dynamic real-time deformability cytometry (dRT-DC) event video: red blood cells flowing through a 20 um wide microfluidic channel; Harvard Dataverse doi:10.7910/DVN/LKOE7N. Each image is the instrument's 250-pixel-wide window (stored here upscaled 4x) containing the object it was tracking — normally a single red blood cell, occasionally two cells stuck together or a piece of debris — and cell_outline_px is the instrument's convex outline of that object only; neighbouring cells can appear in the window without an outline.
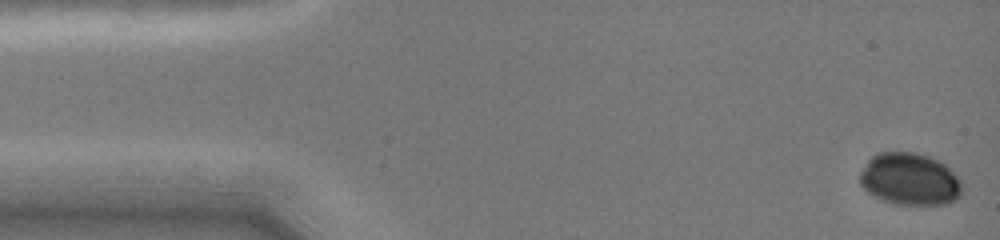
{"species": "common noctule bat (a hibernating species)", "species_latin": "Nyctalus noctula", "temperature_condition": "cold", "stored_images_in_passage": 22, "camera_frame_rate_fps": 3000, "um_per_image_px": 0.085, "animal": {"sex": "female", "body_mass_g": 19.0, "forearm_length_mm": 51.5}, "frame": {"image": 1, "passage_image": 1, "time_ms": 0.0, "image_size_px": [1000, 240], "cell_outline_px": [[960, 196], [956, 200], [948, 204], [896, 204], [884, 200], [868, 192], [860, 184], [860, 172], [868, 160], [876, 152], [916, 152], [940, 160], [960, 180]], "centroid_in_image_um": [77.32, 15.21], "position_along_channel_um": 7.7, "area_um2": 30.92}}
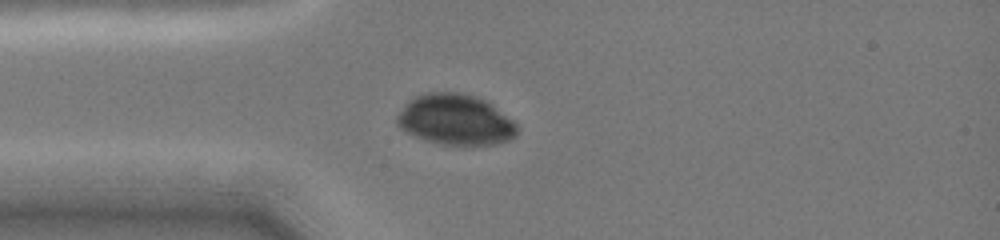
{"frame": {"image": 2, "passage_image": 10, "time_ms": 3.667, "image_size_px": [1000, 240], "cell_outline_px": [[520, 128], [516, 136], [512, 140], [496, 144], [444, 144], [424, 140], [400, 128], [396, 124], [396, 116], [404, 104], [412, 96], [424, 92], [460, 92], [476, 96], [484, 100], [512, 120]], "centroid_in_image_um": [38.69, 10.16], "position_along_channel_um": 46.3, "area_um2": 35.55}}
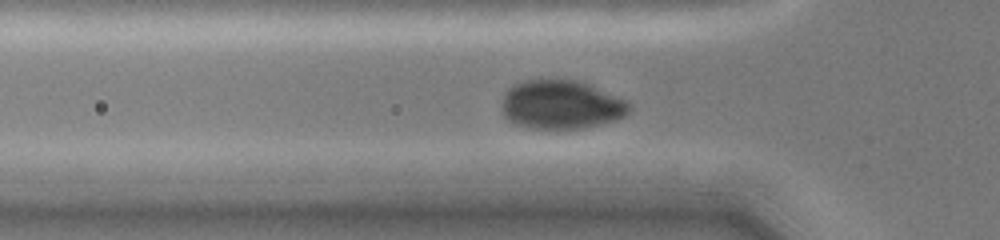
{"frame": {"image": 3, "passage_image": 13, "time_ms": 4.667, "image_size_px": [1000, 240], "cell_outline_px": [[632, 108], [624, 116], [616, 120], [584, 128], [532, 128], [516, 124], [508, 120], [504, 116], [500, 104], [500, 100], [504, 92], [512, 84], [524, 80], [576, 80], [588, 84], [628, 100]], "centroid_in_image_um": [47.67, 8.89], "position_along_channel_um": 78.1, "area_um2": 36.53}}